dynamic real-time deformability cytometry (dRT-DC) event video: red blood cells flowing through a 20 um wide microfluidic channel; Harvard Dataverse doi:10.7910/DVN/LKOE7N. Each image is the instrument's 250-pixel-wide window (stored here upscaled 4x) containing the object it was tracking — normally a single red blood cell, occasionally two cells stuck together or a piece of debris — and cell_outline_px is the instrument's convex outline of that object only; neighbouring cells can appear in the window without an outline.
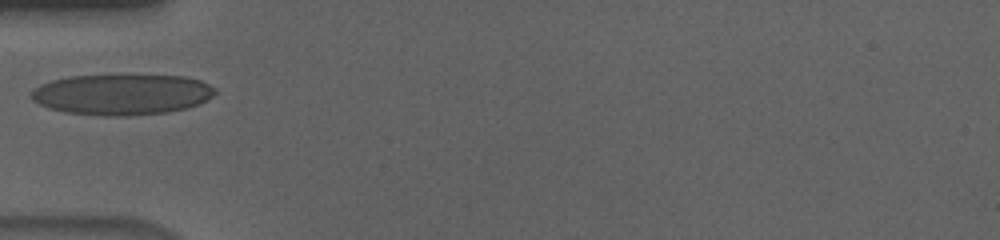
{"species": "human", "species_latin": "Homo sapiens", "temperature_condition": "cold", "stored_images_in_passage": 36, "camera_frame_rate_fps": 3000, "um_per_image_px": 0.085, "donor": {"sex": "male"}, "frame": {"image": 1, "passage_image": 1, "time_ms": 0.0, "image_size_px": [1000, 240], "cell_outline_px": [[216, 92], [212, 96], [200, 104], [188, 108], [168, 112], [128, 116], [100, 116], [64, 112], [48, 108], [32, 100], [28, 96], [40, 84], [52, 80], [68, 76], [184, 76], [200, 80], [216, 88]], "centroid_in_image_um": [10.35, 8.04], "position_along_channel_um": 74.6, "area_um2": 43.75}}
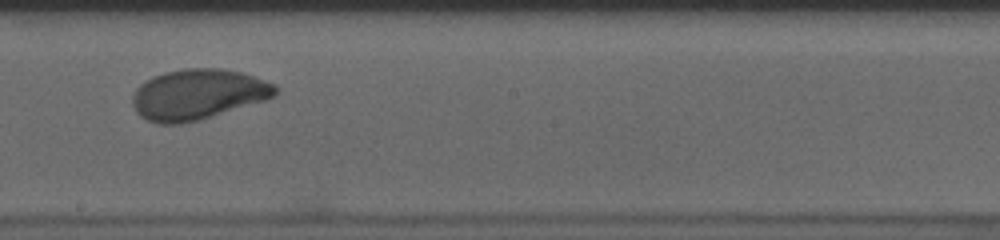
{"frame": {"image": 2, "passage_image": 14, "time_ms": 4.333, "image_size_px": [1000, 240], "cell_outline_px": [[280, 92], [276, 96], [268, 100], [200, 120], [180, 124], [160, 124], [148, 120], [140, 116], [136, 112], [132, 104], [132, 96], [136, 88], [140, 84], [152, 76], [164, 72], [184, 68], [220, 68], [240, 72], [276, 84]], "centroid_in_image_um": [16.85, 8.03], "position_along_channel_um": 231.4, "area_um2": 42.54}}
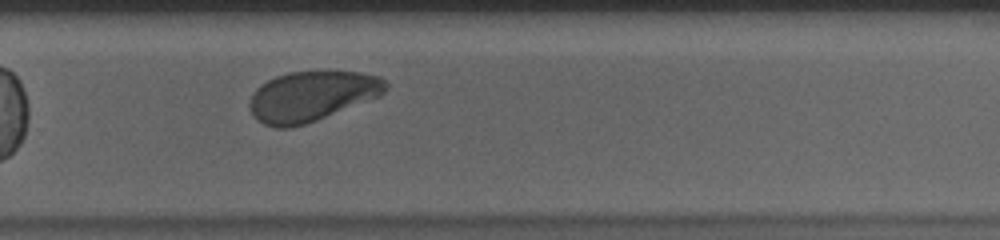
{"frame": {"image": 3, "passage_image": 20, "time_ms": 6.333, "image_size_px": [1000, 240], "cell_outline_px": [[388, 88], [380, 96], [316, 120], [304, 124], [288, 128], [276, 128], [264, 124], [256, 120], [248, 104], [256, 88], [260, 84], [276, 76], [288, 72], [364, 72], [380, 76], [388, 84]], "centroid_in_image_um": [26.5, 8.17], "position_along_channel_um": 303.3, "area_um2": 39.54}}